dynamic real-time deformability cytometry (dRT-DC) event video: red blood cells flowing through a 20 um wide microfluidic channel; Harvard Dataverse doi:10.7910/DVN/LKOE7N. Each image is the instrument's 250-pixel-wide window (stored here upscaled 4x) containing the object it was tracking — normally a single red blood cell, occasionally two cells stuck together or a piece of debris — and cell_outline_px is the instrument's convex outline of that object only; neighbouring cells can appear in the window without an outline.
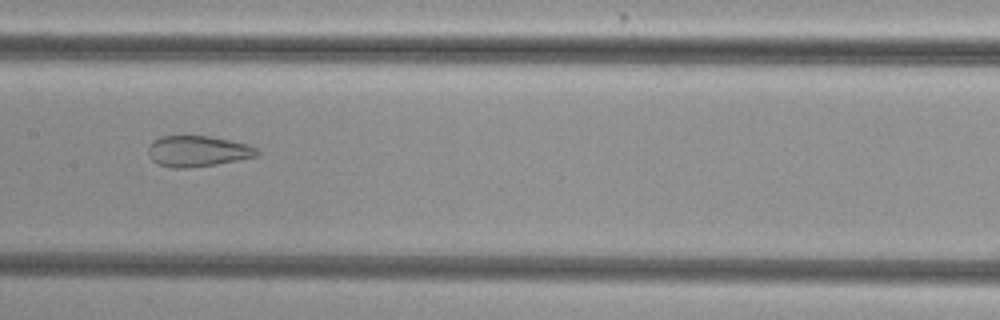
{"species": "common noctule bat (a hibernating species)", "species_latin": "Nyctalus noctula", "temperature_condition": "cold", "stored_images_in_passage": 34, "camera_frame_rate_fps": 3000, "um_per_image_px": 0.085, "animal": {"sex": "female", "body_mass_g": 29.2, "forearm_length_mm": 56.3}, "frame": {"image": 1, "passage_image": 10, "time_ms": 3.0, "image_size_px": [1000, 320], "cell_outline_px": [[260, 152], [256, 156], [216, 164], [188, 168], [172, 168], [156, 164], [148, 156], [148, 148], [160, 136], [208, 136], [248, 144], [256, 148]], "centroid_in_image_um": [16.78, 12.86], "position_along_channel_um": 190.6, "area_um2": 19.42}}